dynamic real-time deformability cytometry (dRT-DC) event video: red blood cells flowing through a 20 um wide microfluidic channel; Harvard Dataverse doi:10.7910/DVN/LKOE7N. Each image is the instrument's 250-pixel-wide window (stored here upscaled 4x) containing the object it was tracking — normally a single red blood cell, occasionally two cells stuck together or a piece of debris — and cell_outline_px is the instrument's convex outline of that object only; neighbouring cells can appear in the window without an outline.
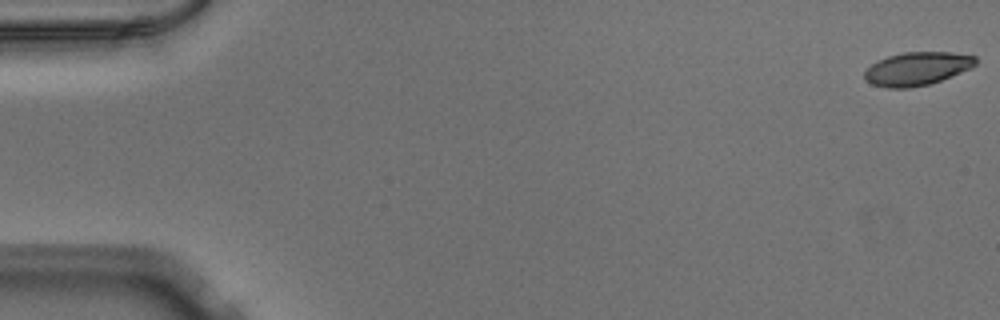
{"species": "Egyptian fruit bat (a non-hibernating species)", "species_latin": "Rousettus aegyptiacus", "temperature_condition": "warm", "stored_images_in_passage": 52, "camera_frame_rate_fps": 3000, "um_per_image_px": 0.085, "animal": {"sex": "male"}, "frame": {"image": 1, "passage_image": 1, "time_ms": 0.0, "image_size_px": [1000, 320], "cell_outline_px": [[976, 64], [972, 68], [940, 80], [928, 84], [908, 88], [888, 88], [872, 84], [864, 80], [864, 72], [876, 60], [888, 56], [904, 52], [952, 52], [976, 56]], "centroid_in_image_um": [77.94, 5.83], "position_along_channel_um": 7.1, "area_um2": 21.56}}
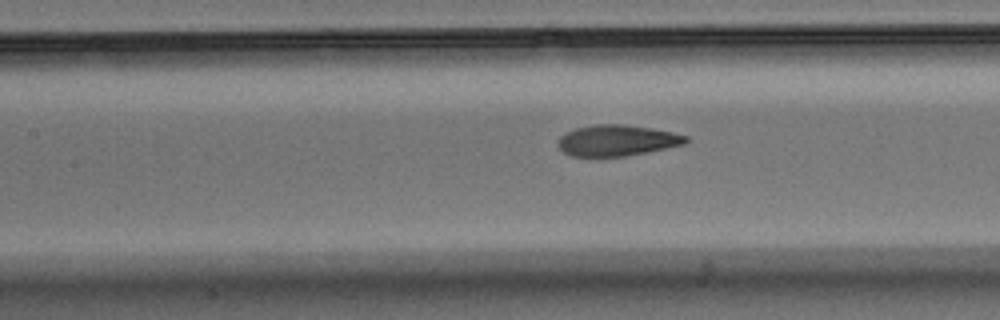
{"frame": {"image": 2, "passage_image": 24, "time_ms": 7.667, "image_size_px": [1000, 320], "cell_outline_px": [[688, 140], [684, 144], [648, 152], [624, 156], [572, 156], [564, 152], [556, 144], [560, 136], [576, 128], [592, 124], [624, 124], [652, 128], [672, 132], [688, 136]], "centroid_in_image_um": [52.44, 11.93], "position_along_channel_um": 155.0, "area_um2": 23.06}}
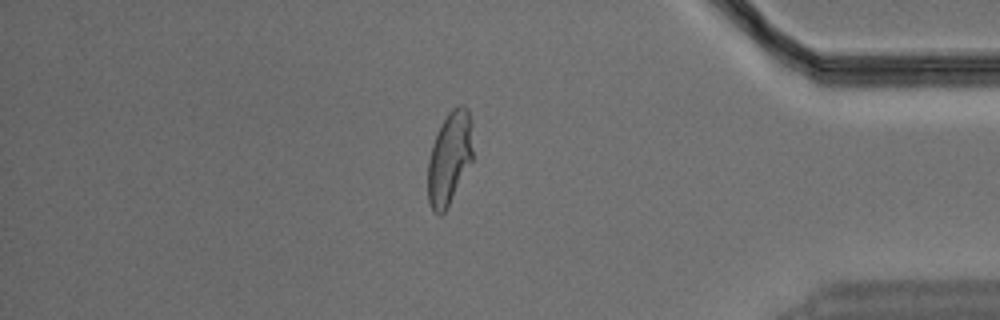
{"frame": {"image": 3, "passage_image": 45, "time_ms": 14.667, "image_size_px": [1000, 320], "cell_outline_px": [[472, 160], [444, 212], [440, 216], [432, 208], [428, 200], [428, 160], [432, 144], [448, 112], [456, 104], [464, 104], [468, 108], [472, 120]], "centroid_in_image_um": [38.22, 13.36], "position_along_channel_um": 397.0, "area_um2": 24.16}}